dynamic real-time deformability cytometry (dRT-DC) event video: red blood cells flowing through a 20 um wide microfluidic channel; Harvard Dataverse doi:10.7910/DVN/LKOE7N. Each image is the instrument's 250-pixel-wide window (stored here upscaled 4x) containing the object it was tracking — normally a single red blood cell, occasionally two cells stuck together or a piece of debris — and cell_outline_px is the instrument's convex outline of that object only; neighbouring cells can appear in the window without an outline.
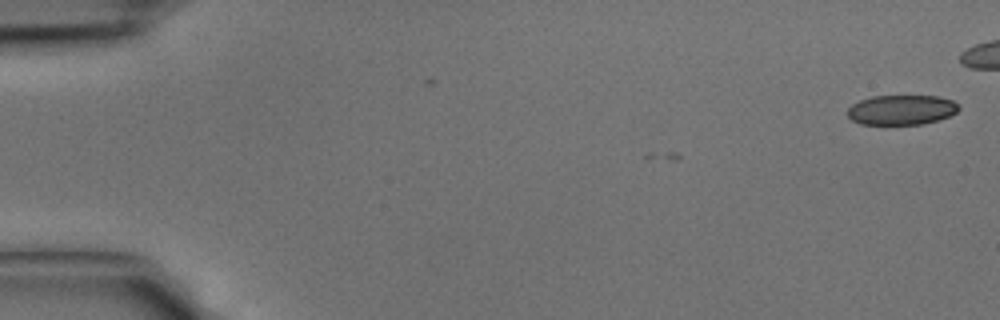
{"species": "common noctule bat (a hibernating species)", "species_latin": "Nyctalus noctula", "temperature_condition": "cold", "stored_images_in_passage": 34, "camera_frame_rate_fps": 3000, "um_per_image_px": 0.085, "animal": {"sex": "male", "body_mass_g": 15.6}, "frame": {"image": 1, "passage_image": 1, "time_ms": 0.0, "image_size_px": [1000, 320], "cell_outline_px": [[956, 112], [948, 116], [916, 124], [864, 124], [848, 116], [848, 112], [856, 104], [864, 100], [880, 96], [932, 96], [948, 100], [956, 104]], "centroid_in_image_um": [76.63, 9.34], "position_along_channel_um": 8.4, "area_um2": 18.03}}
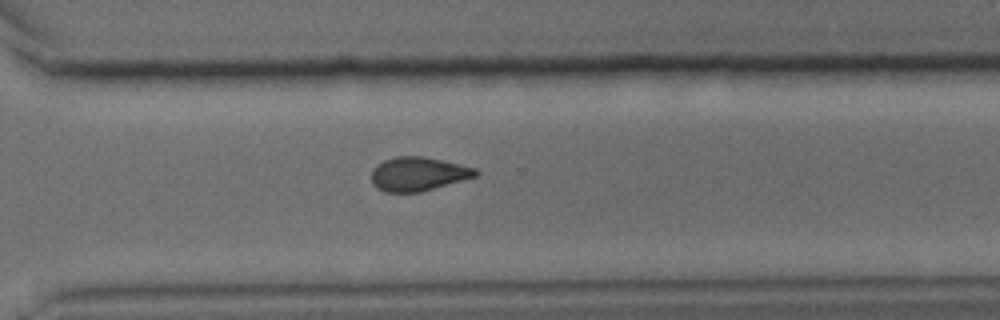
{"frame": {"image": 2, "passage_image": 30, "time_ms": 9.667, "image_size_px": [1000, 320], "cell_outline_px": [[476, 172], [472, 176], [428, 188], [412, 192], [392, 192], [380, 188], [372, 180], [372, 172], [380, 164], [388, 160], [404, 156], [412, 156], [436, 160], [472, 168]], "centroid_in_image_um": [35.45, 14.78], "position_along_channel_um": 335.2, "area_um2": 18.38}}
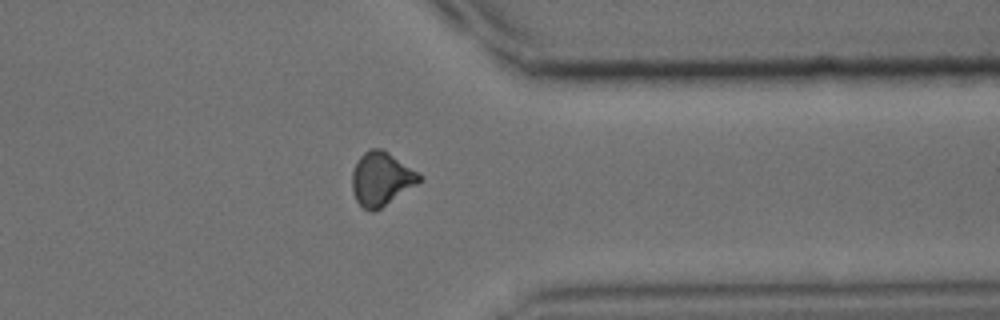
{"frame": {"image": 3, "passage_image": 33, "time_ms": 10.667, "image_size_px": [1000, 320], "cell_outline_px": [[420, 180], [380, 208], [364, 208], [360, 204], [356, 196], [352, 184], [352, 176], [356, 164], [368, 152], [384, 152], [416, 172], [420, 176]], "centroid_in_image_um": [32.38, 15.25], "position_along_channel_um": 379.0, "area_um2": 18.67}}